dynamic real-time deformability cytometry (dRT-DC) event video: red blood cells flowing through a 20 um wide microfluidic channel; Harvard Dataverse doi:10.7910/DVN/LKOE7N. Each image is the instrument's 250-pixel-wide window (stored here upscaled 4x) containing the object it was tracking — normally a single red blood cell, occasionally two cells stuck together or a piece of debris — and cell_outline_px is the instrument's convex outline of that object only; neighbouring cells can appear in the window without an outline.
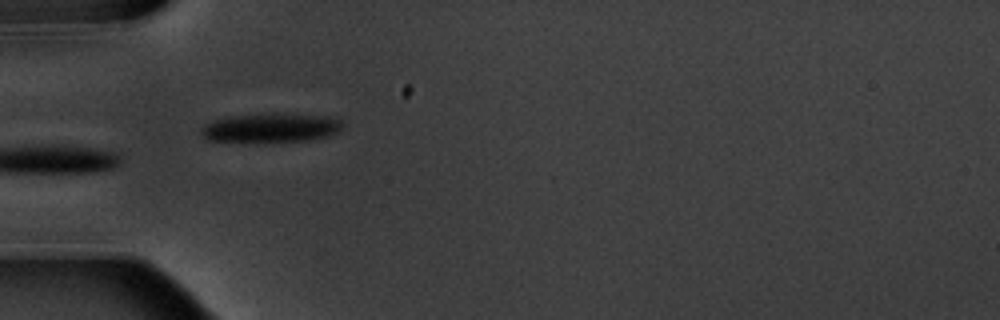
{"species": "common noctule bat (a hibernating species)", "species_latin": "Nyctalus noctula", "temperature_condition": "warm", "stored_images_in_passage": 9, "camera_frame_rate_fps": 3000, "um_per_image_px": 0.085, "animal": {"sex": "male", "body_mass_g": 20.1, "forearm_length_mm": 53.5}, "frame": {"image": 1, "passage_image": 6, "time_ms": 6.0, "image_size_px": [1000, 320], "cell_outline_px": [[344, 124], [340, 132], [328, 136], [308, 140], [256, 144], [252, 144], [208, 140], [200, 132], [200, 128], [204, 124], [212, 120], [228, 116], [276, 112], [336, 116]], "centroid_in_image_um": [23.03, 10.87], "position_along_channel_um": 62.0, "area_um2": 25.55}}